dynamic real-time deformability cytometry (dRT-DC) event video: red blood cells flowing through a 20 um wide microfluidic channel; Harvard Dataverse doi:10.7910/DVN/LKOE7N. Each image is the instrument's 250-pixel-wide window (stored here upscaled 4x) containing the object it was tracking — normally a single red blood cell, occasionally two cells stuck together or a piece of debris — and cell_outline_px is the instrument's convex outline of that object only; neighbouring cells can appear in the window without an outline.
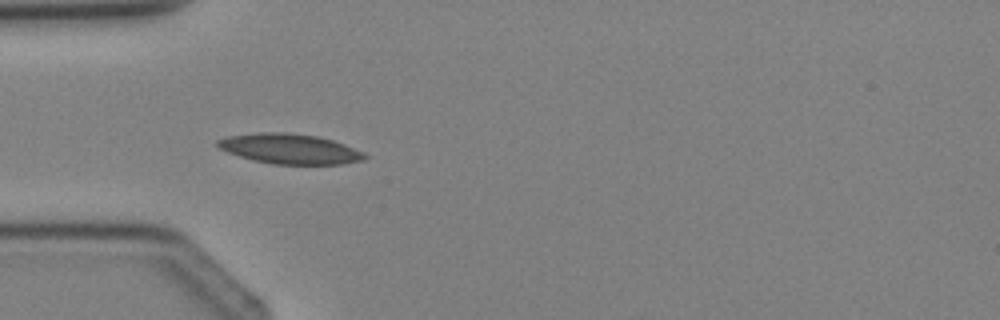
{"species": "Egyptian fruit bat (a non-hibernating species)", "species_latin": "Rousettus aegyptiacus", "temperature_condition": "cold", "stored_images_in_passage": 4, "camera_frame_rate_fps": 3000, "um_per_image_px": 0.085, "animal": {"sex": "female"}, "frame": {"image": 1, "passage_image": 3, "time_ms": 3.333, "image_size_px": [1000, 320], "cell_outline_px": [[368, 156], [364, 160], [340, 164], [272, 164], [240, 156], [216, 148], [216, 140], [228, 136], [260, 132], [284, 132], [316, 136], [332, 140], [344, 144], [364, 152]], "centroid_in_image_um": [24.62, 12.65], "position_along_channel_um": 60.4, "area_um2": 25.66}}
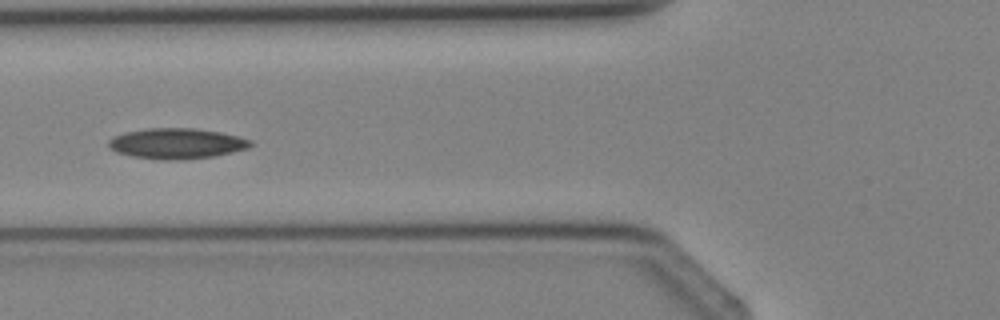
{"frame": {"image": 2, "passage_image": 4, "time_ms": 4.333, "image_size_px": [1000, 320], "cell_outline_px": [[252, 144], [248, 148], [232, 152], [212, 156], [172, 160], [160, 160], [132, 156], [116, 152], [108, 148], [108, 140], [112, 136], [124, 132], [148, 128], [196, 128], [220, 132], [252, 140]], "centroid_in_image_um": [14.96, 12.19], "position_along_channel_um": 110.8, "area_um2": 25.26}}